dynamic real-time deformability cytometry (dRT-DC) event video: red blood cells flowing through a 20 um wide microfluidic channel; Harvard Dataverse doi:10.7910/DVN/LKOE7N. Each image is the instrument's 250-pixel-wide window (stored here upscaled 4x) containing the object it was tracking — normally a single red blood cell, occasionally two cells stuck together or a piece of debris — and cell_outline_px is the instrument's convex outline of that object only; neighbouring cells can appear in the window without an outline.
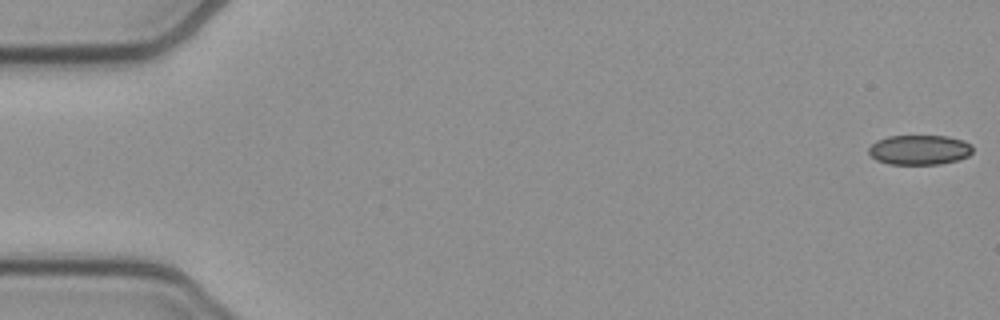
{"species": "common noctule bat (a hibernating species)", "species_latin": "Nyctalus noctula", "temperature_condition": "cold", "stored_images_in_passage": 53, "camera_frame_rate_fps": 3000, "um_per_image_px": 0.085, "animal": {"sex": "female", "body_mass_g": 21.9}, "frame": {"image": 1, "passage_image": 1, "time_ms": 0.0, "image_size_px": [1000, 320], "cell_outline_px": [[972, 152], [968, 156], [956, 160], [940, 164], [888, 164], [876, 160], [868, 152], [868, 148], [876, 140], [888, 136], [948, 136], [964, 140], [972, 144]], "centroid_in_image_um": [78.15, 12.73], "position_along_channel_um": 6.8, "area_um2": 18.15}}
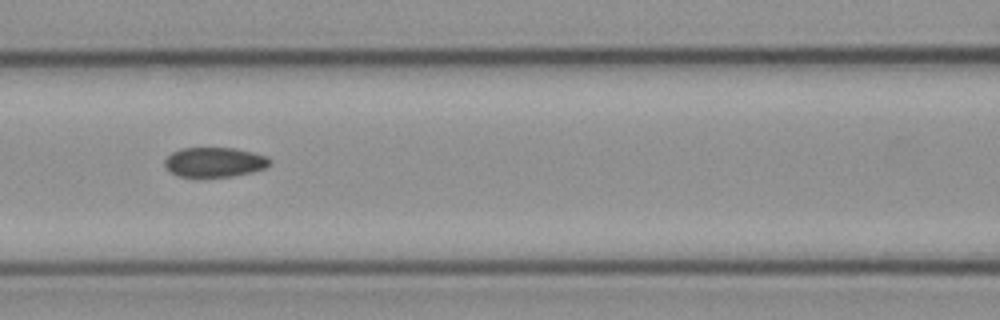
{"frame": {"image": 2, "passage_image": 23, "time_ms": 7.333, "image_size_px": [1000, 320], "cell_outline_px": [[272, 160], [264, 168], [252, 172], [232, 176], [176, 176], [164, 168], [164, 160], [172, 152], [180, 148], [236, 148], [268, 156]], "centroid_in_image_um": [18.2, 13.77], "position_along_channel_um": 148.4, "area_um2": 18.21}}
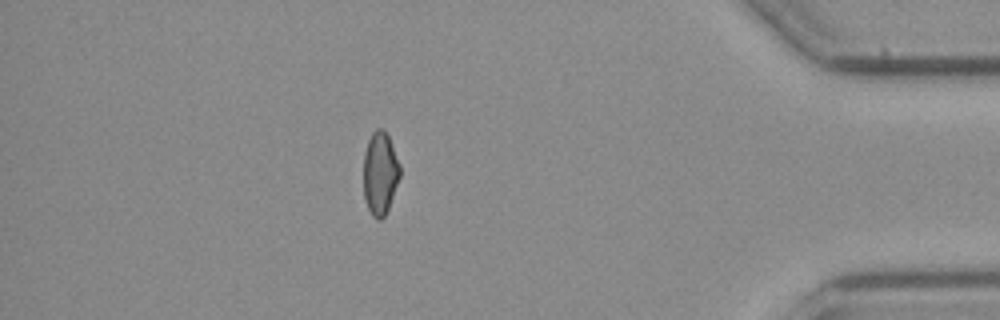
{"frame": {"image": 3, "passage_image": 46, "time_ms": 15.0, "image_size_px": [1000, 320], "cell_outline_px": [[400, 176], [388, 208], [384, 216], [380, 220], [376, 220], [372, 216], [364, 200], [364, 152], [368, 140], [372, 132], [376, 128], [384, 128], [392, 144], [400, 164]], "centroid_in_image_um": [32.3, 14.71], "position_along_channel_um": 402.9, "area_um2": 17.69}, "authors_computed_cell_mechanics": {"area_um2": 18.6116, "velocity_mm_per_s": 3.9092, "shape_relaxation_time_tau1_ms": null, "shape_relaxation_time_tau2_ms": 4.7012, "deformation_change_tau1": null, "deformation_change_tau2": 0.0888}}